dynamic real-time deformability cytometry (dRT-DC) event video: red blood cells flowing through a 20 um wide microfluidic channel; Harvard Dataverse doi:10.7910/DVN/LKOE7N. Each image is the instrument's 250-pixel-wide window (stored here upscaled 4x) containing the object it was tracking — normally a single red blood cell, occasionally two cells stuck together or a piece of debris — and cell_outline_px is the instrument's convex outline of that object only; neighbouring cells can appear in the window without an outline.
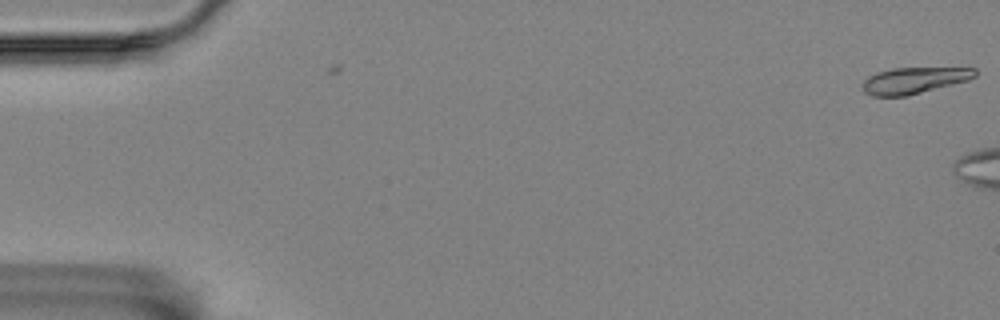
{"species": "Egyptian fruit bat (a non-hibernating species)", "species_latin": "Rousettus aegyptiacus", "temperature_condition": "room temperature", "stored_images_in_passage": 3, "camera_frame_rate_fps": 3000, "um_per_image_px": 0.085, "animal": {"sex": "female"}, "frame": {"image": 1, "passage_image": 3, "time_ms": 0.667, "image_size_px": [1000, 320], "cell_outline_px": [[976, 76], [968, 80], [908, 96], [872, 96], [864, 92], [864, 80], [868, 76], [876, 72], [892, 68], [976, 68]], "centroid_in_image_um": [77.69, 6.83], "position_along_channel_um": 7.3, "area_um2": 17.17}}